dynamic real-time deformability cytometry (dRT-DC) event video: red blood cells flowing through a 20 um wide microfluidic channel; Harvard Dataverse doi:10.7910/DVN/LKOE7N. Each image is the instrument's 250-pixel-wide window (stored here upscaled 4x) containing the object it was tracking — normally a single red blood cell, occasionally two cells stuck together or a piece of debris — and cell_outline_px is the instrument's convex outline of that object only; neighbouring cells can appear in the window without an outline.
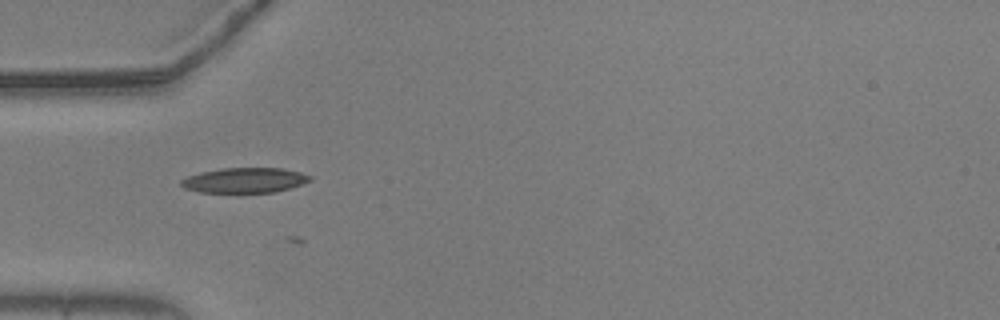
{"species": "common noctule bat (a hibernating species)", "species_latin": "Nyctalus noctula", "temperature_condition": "warm", "stored_images_in_passage": 19, "camera_frame_rate_fps": 3000, "um_per_image_px": 0.085, "animal": {"sex": "male", "body_mass_g": 20.5, "forearm_length_mm": 52.5}, "frame": {"image": 1, "passage_image": 2, "time_ms": 0.333, "image_size_px": [1000, 320], "cell_outline_px": [[312, 180], [276, 192], [200, 192], [184, 188], [180, 184], [180, 180], [188, 176], [200, 172], [224, 168], [284, 168], [300, 172], [312, 176]], "centroid_in_image_um": [20.79, 15.31], "position_along_channel_um": 64.2, "area_um2": 18.73}}
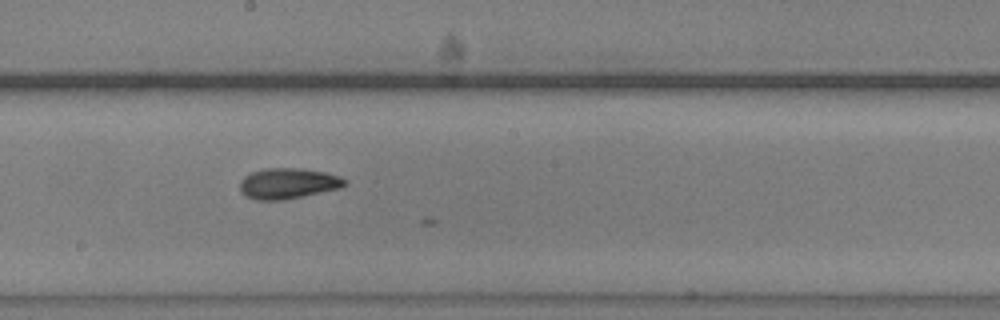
{"frame": {"image": 2, "passage_image": 15, "time_ms": 4.667, "image_size_px": [1000, 320], "cell_outline_px": [[348, 184], [340, 188], [284, 200], [256, 200], [248, 196], [240, 188], [240, 180], [244, 176], [252, 172], [264, 168], [300, 168], [324, 172], [340, 176], [348, 180]], "centroid_in_image_um": [24.52, 15.58], "position_along_channel_um": 223.7, "area_um2": 18.73}}
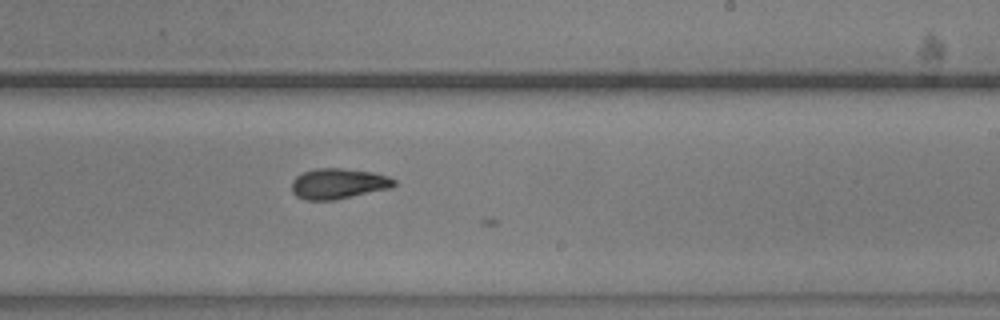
{"frame": {"image": 3, "passage_image": 18, "time_ms": 5.667, "image_size_px": [1000, 320], "cell_outline_px": [[396, 184], [392, 188], [336, 200], [304, 200], [296, 196], [292, 192], [292, 180], [296, 176], [304, 172], [316, 168], [344, 168], [372, 172], [388, 176], [396, 180]], "centroid_in_image_um": [28.77, 15.62], "position_along_channel_um": 260.2, "area_um2": 18.44}}